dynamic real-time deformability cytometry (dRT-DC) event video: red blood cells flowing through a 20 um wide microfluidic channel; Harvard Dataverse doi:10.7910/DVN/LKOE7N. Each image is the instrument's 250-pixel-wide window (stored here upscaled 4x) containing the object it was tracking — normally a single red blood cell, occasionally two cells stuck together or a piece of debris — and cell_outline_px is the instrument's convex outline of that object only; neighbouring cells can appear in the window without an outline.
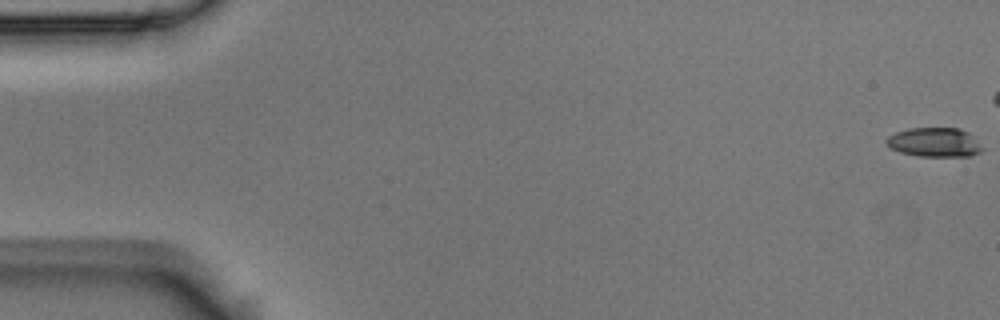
{"species": "Egyptian fruit bat (a non-hibernating species)", "species_latin": "Rousettus aegyptiacus", "temperature_condition": "room temperature", "stored_images_in_passage": 8, "camera_frame_rate_fps": 3000, "um_per_image_px": 0.085, "animal": {"sex": "male"}, "frame": {"image": 1, "passage_image": 1, "time_ms": 0.0, "image_size_px": [1000, 320], "cell_outline_px": [[984, 148], [980, 152], [968, 156], [916, 156], [900, 152], [892, 148], [884, 140], [888, 136], [896, 132], [908, 128], [960, 128], [968, 132]], "centroid_in_image_um": [79.42, 12.09], "position_along_channel_um": 5.6, "area_um2": 16.3}}
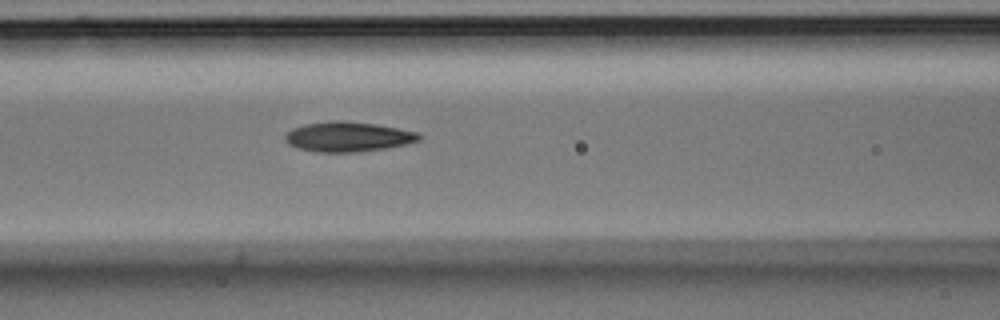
{"frame": {"image": 2, "passage_image": 8, "time_ms": 2.333, "image_size_px": [1000, 320], "cell_outline_px": [[424, 136], [420, 140], [404, 144], [384, 148], [356, 152], [316, 152], [296, 148], [288, 144], [284, 140], [284, 136], [292, 128], [304, 124], [332, 120], [344, 120], [376, 124], [416, 132]], "centroid_in_image_um": [29.53, 11.62], "position_along_channel_um": 137.1, "area_um2": 23.41}}